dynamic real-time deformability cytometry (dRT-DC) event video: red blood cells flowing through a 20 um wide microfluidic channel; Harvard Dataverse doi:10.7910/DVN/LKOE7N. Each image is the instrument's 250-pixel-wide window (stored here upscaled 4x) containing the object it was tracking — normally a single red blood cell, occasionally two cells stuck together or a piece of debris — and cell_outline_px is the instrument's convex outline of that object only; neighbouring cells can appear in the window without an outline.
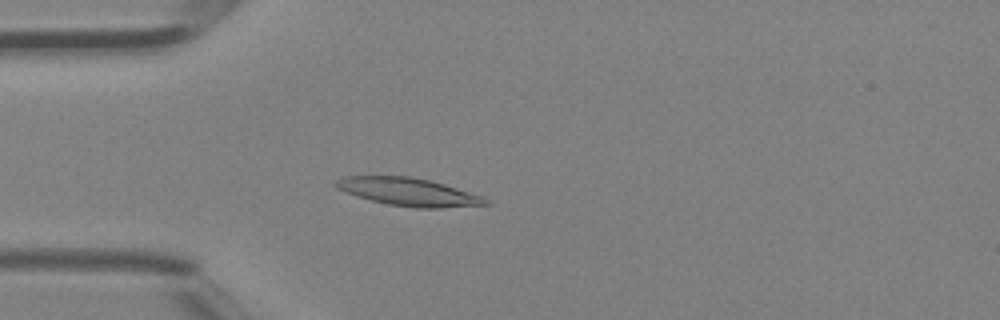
{"species": "Egyptian fruit bat (a non-hibernating species)", "species_latin": "Rousettus aegyptiacus", "temperature_condition": "room temperature", "stored_images_in_passage": 45, "camera_frame_rate_fps": 3000, "um_per_image_px": 0.085, "animal": {"sex": "female"}, "frame": {"image": 1, "passage_image": 13, "time_ms": 4.0, "image_size_px": [1000, 320], "cell_outline_px": [[492, 204], [440, 208], [416, 208], [388, 204], [356, 196], [336, 188], [332, 184], [336, 180], [344, 176], [408, 176], [428, 180], [444, 184], [484, 196]], "centroid_in_image_um": [34.73, 16.31], "position_along_channel_um": 50.3, "area_um2": 24.33}}
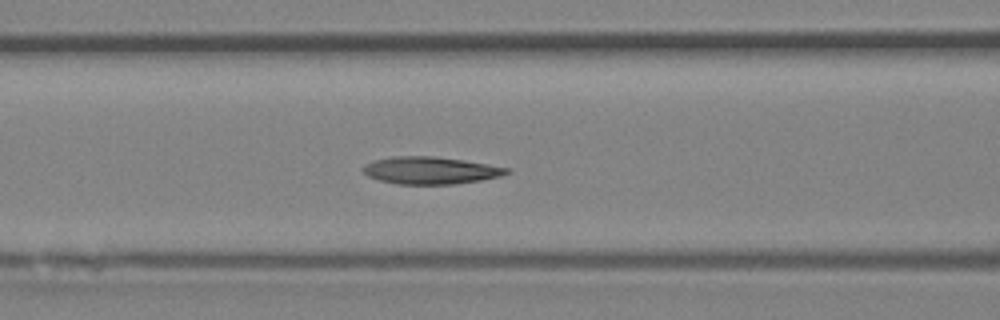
{"frame": {"image": 2, "passage_image": 19, "time_ms": 6.0, "image_size_px": [1000, 320], "cell_outline_px": [[508, 172], [500, 176], [480, 180], [452, 184], [396, 184], [380, 180], [368, 176], [360, 168], [364, 164], [372, 160], [392, 156], [432, 156], [464, 160], [508, 168]], "centroid_in_image_um": [36.5, 14.48], "position_along_channel_um": 130.1, "area_um2": 22.72}}
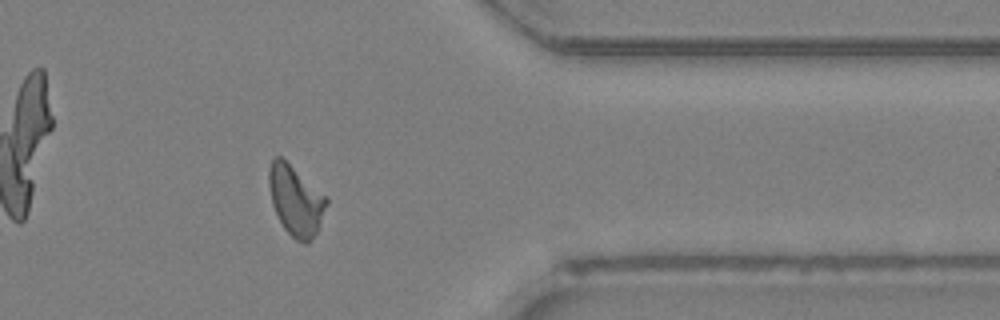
{"frame": {"image": 3, "passage_image": 37, "time_ms": 12.0, "image_size_px": [1000, 320], "cell_outline_px": [[328, 204], [320, 224], [316, 232], [308, 244], [304, 244], [296, 240], [284, 228], [272, 204], [268, 184], [268, 168], [272, 160], [276, 156], [280, 156], [328, 196]], "centroid_in_image_um": [25.15, 17.03], "position_along_channel_um": 386.3, "area_um2": 23.52}, "authors_computed_cell_mechanics": {"area_um2": 22.831, "velocity_mm_per_s": 4.5288, "shape_relaxation_time_tau1_ms": 8.4066, "shape_relaxation_time_tau2_ms": 2.0197, "deformation_change_tau1": 0.1924, "deformation_change_tau2": 0.0734}}